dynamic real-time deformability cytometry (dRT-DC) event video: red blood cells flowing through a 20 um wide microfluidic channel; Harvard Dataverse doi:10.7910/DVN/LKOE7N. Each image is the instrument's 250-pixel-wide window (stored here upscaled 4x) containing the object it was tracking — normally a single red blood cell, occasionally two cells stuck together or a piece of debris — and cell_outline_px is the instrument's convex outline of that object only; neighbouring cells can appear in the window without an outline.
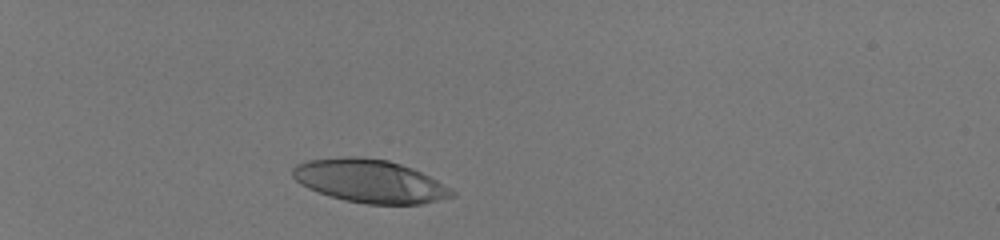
{"species": "human", "species_latin": "Homo sapiens", "temperature_condition": "room temperature", "stored_images_in_passage": 32, "camera_frame_rate_fps": 3000, "um_per_image_px": 0.085, "donor": {"sex": "male"}, "frame": {"image": 1, "passage_image": 1, "time_ms": 0.0, "image_size_px": [1000, 240], "cell_outline_px": [[456, 196], [440, 200], [420, 204], [368, 204], [344, 200], [328, 196], [308, 188], [300, 184], [292, 176], [292, 168], [296, 164], [308, 160], [344, 156], [360, 156], [388, 160], [412, 168], [436, 180], [456, 192]], "centroid_in_image_um": [31.41, 15.39], "position_along_channel_um": 53.6, "area_um2": 40.11}}
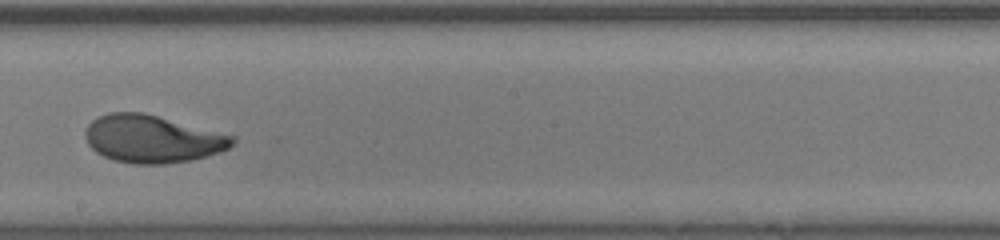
{"frame": {"image": 2, "passage_image": 18, "time_ms": 5.667, "image_size_px": [1000, 240], "cell_outline_px": [[236, 140], [228, 148], [192, 160], [164, 164], [136, 164], [112, 160], [96, 152], [88, 144], [84, 136], [84, 132], [88, 124], [96, 116], [108, 112], [144, 112], [236, 136]], "centroid_in_image_um": [12.9, 11.79], "position_along_channel_um": 235.3, "area_um2": 40.98}}
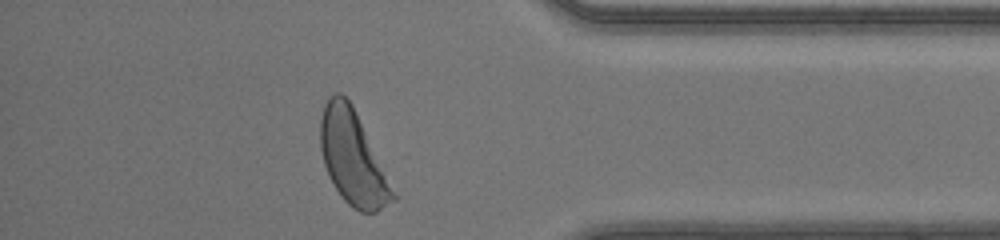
{"frame": {"image": 3, "passage_image": 31, "time_ms": 10.0, "image_size_px": [1000, 240], "cell_outline_px": [[400, 196], [396, 200], [376, 212], [360, 212], [352, 208], [340, 196], [328, 176], [324, 164], [320, 148], [320, 120], [324, 104], [328, 96], [336, 92], [340, 92], [352, 104]], "centroid_in_image_um": [30.03, 13.45], "position_along_channel_um": 405.2, "area_um2": 40.46}, "authors_computed_cell_mechanics": {"area_um2": 40.6623, "velocity_mm_per_s": 4.1707, "shape_relaxation_time_tau1_ms": 3.2667, "shape_relaxation_time_tau2_ms": 0.8837, "deformation_change_tau1": 0.1999, "deformation_change_tau2": 0.0534}}